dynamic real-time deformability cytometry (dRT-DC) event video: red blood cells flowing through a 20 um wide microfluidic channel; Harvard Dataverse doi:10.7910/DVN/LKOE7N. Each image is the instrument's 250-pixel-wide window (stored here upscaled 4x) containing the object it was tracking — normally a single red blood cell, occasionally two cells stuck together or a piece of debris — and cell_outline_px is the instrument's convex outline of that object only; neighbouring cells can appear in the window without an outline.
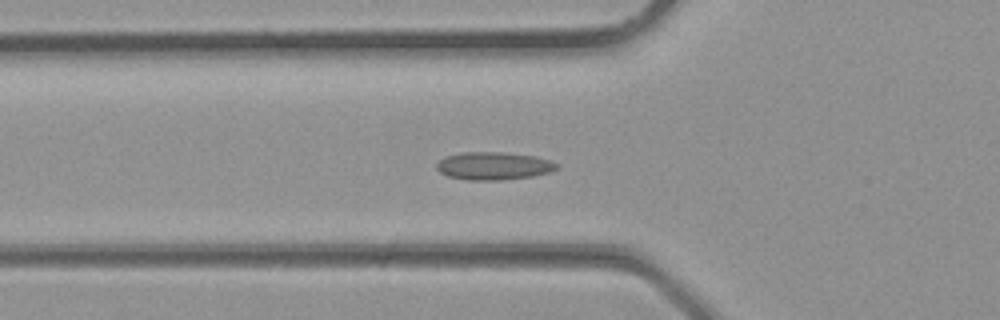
{"species": "common noctule bat (a hibernating species)", "species_latin": "Nyctalus noctula", "temperature_condition": "room temperature", "stored_images_in_passage": 29, "camera_frame_rate_fps": 3000, "um_per_image_px": 0.085, "animal": {"sex": "male", "body_mass_g": 23.1, "forearm_length_mm": 52.7}, "frame": {"image": 1, "passage_image": 6, "time_ms": 1.667, "image_size_px": [1000, 320], "cell_outline_px": [[560, 168], [552, 172], [532, 176], [500, 180], [468, 180], [448, 176], [440, 172], [436, 168], [436, 164], [444, 156], [460, 152], [504, 152], [536, 156], [552, 160], [560, 164]], "centroid_in_image_um": [42.01, 14.09], "position_along_channel_um": 83.8, "area_um2": 19.83}}
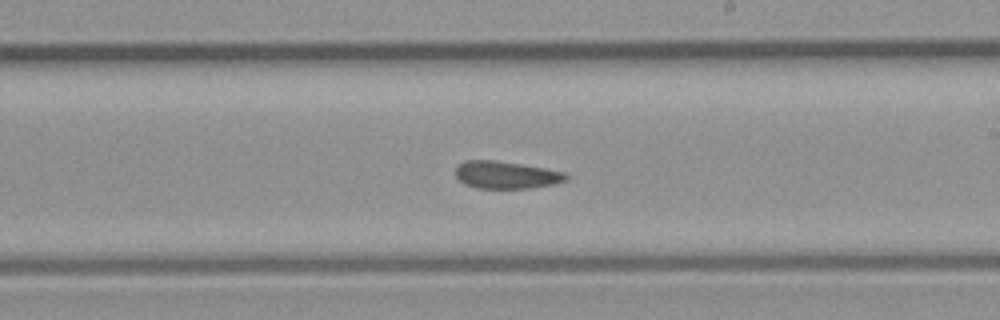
{"frame": {"image": 2, "passage_image": 14, "time_ms": 4.333, "image_size_px": [1000, 320], "cell_outline_px": [[568, 180], [552, 184], [528, 188], [476, 188], [464, 184], [456, 176], [456, 168], [464, 160], [496, 160], [544, 168], [564, 172], [568, 176]], "centroid_in_image_um": [43.0, 14.86], "position_along_channel_um": 246.0, "area_um2": 17.51}}
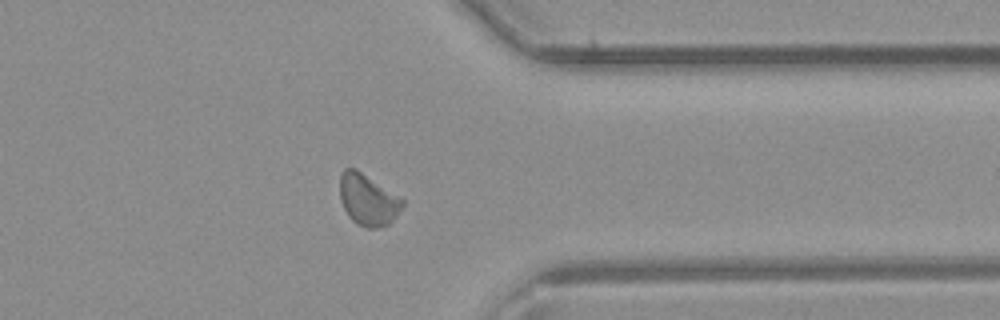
{"frame": {"image": 3, "passage_image": 21, "time_ms": 6.667, "image_size_px": [1000, 320], "cell_outline_px": [[404, 204], [396, 216], [388, 224], [376, 228], [368, 228], [356, 224], [348, 216], [340, 200], [340, 176], [344, 168], [356, 168], [404, 200]], "centroid_in_image_um": [31.25, 16.98], "position_along_channel_um": 380.2, "area_um2": 18.61}}